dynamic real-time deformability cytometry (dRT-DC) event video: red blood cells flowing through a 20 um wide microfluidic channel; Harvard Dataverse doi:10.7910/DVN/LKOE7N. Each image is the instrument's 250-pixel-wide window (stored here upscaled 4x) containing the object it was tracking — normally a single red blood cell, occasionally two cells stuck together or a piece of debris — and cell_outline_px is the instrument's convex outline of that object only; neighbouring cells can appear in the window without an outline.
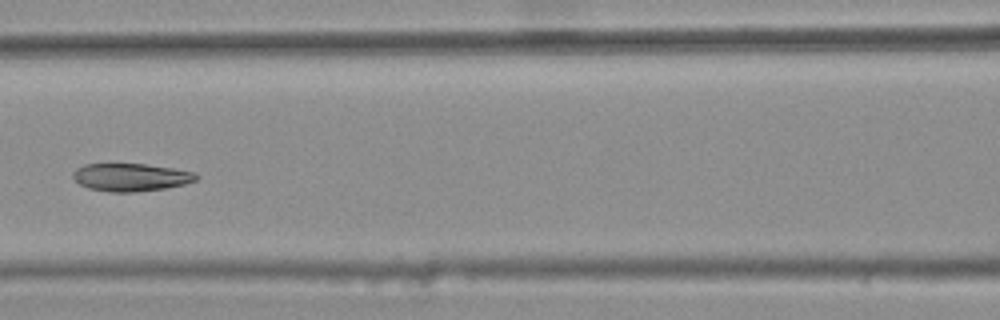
{"species": "common noctule bat (a hibernating species)", "species_latin": "Nyctalus noctula", "temperature_condition": "warm", "stored_images_in_passage": 7, "camera_frame_rate_fps": 3000, "um_per_image_px": 0.085, "animal": {"sex": "female", "body_mass_g": 25.1}, "frame": {"image": 1, "passage_image": 7, "time_ms": 2.0, "image_size_px": [1000, 320], "cell_outline_px": [[200, 176], [196, 180], [184, 184], [164, 188], [136, 192], [112, 192], [88, 188], [80, 184], [72, 176], [72, 172], [76, 168], [84, 164], [144, 164], [172, 168], [196, 172]], "centroid_in_image_um": [11.12, 15.06], "position_along_channel_um": 155.5, "area_um2": 19.94}}